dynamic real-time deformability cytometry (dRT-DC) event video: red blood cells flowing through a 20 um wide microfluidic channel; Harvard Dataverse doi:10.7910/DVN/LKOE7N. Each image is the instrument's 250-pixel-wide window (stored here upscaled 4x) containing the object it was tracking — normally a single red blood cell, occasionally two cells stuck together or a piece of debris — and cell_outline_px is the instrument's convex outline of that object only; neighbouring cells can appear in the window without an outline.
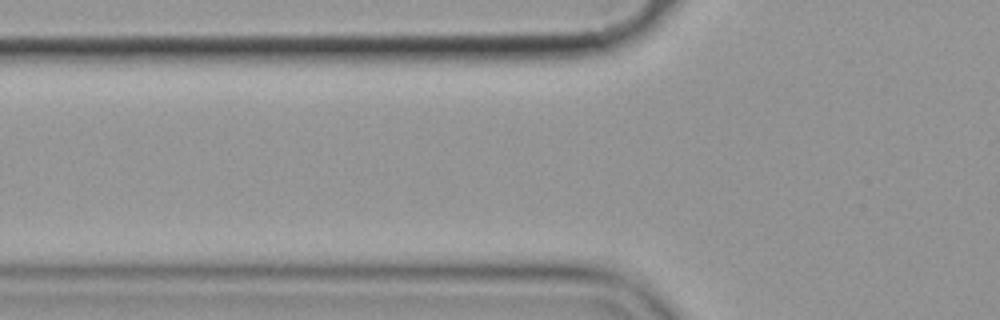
{"species": "common noctule bat (a hibernating species)", "species_latin": "Nyctalus noctula", "temperature_condition": "cold", "stored_images_in_passage": 3, "camera_frame_rate_fps": 3000, "um_per_image_px": 0.085, "animal": {"sex": "female", "body_mass_g": 19.9}, "frame": {"image": 1, "passage_image": 2, "time_ms": 1.0, "image_size_px": [1000, 320], "cell_outline_px": [[584, 284], [464, 284], [444, 280], [444, 276], [452, 272], [544, 272], [576, 276]], "centroid_in_image_um": [43.47, 23.65], "position_along_channel_um": 82.3, "area_um2": 10.81}}